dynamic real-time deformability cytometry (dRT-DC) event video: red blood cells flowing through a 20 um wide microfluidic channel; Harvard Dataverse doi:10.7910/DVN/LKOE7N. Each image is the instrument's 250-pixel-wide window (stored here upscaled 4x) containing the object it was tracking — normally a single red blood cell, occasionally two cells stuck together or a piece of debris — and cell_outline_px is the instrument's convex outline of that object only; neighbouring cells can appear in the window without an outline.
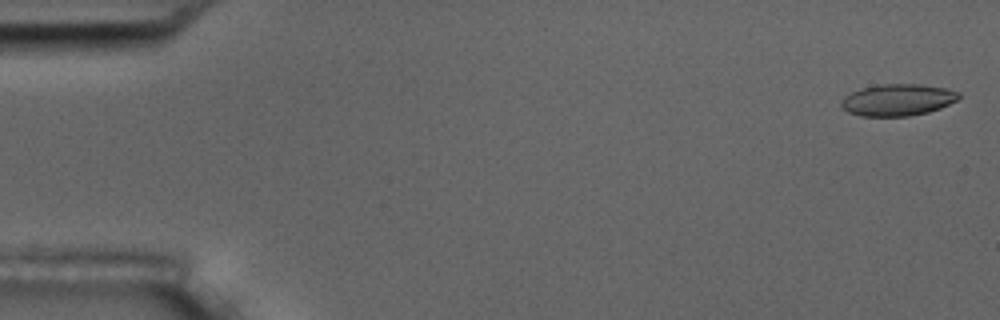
{"species": "common noctule bat (a hibernating species)", "species_latin": "Nyctalus noctula", "temperature_condition": "room temperature", "stored_images_in_passage": 6, "camera_frame_rate_fps": 3000, "um_per_image_px": 0.085, "animal": {"sex": "male", "body_mass_g": 17.5, "forearm_length_mm": 52.3}, "frame": {"image": 1, "passage_image": 1, "time_ms": 0.0, "image_size_px": [1000, 320], "cell_outline_px": [[960, 96], [956, 100], [940, 108], [928, 112], [908, 116], [860, 116], [848, 112], [840, 104], [840, 100], [844, 96], [860, 88], [880, 84], [920, 84], [948, 88], [960, 92]], "centroid_in_image_um": [76.29, 8.48], "position_along_channel_um": 8.7, "area_um2": 21.85}}
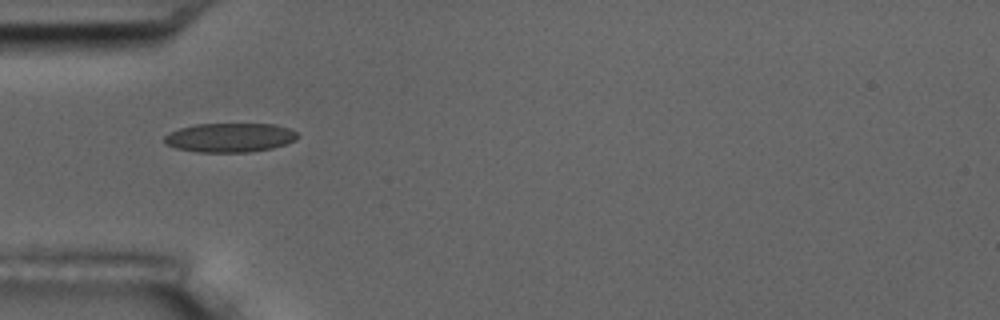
{"frame": {"image": 2, "passage_image": 5, "time_ms": 5.333, "image_size_px": [1000, 320], "cell_outline_px": [[300, 136], [296, 140], [272, 148], [248, 152], [196, 152], [176, 148], [164, 144], [164, 136], [168, 132], [180, 128], [196, 124], [272, 124], [288, 128], [296, 132]], "centroid_in_image_um": [19.51, 11.69], "position_along_channel_um": 65.5, "area_um2": 22.66}}